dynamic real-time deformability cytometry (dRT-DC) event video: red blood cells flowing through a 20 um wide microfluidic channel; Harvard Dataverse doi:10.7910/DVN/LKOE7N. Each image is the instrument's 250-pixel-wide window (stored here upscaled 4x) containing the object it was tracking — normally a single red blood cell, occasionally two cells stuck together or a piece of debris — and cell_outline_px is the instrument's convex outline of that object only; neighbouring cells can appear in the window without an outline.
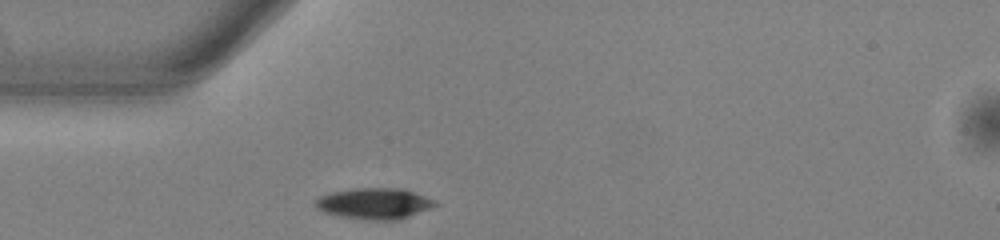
{"species": "common noctule bat (a hibernating species)", "species_latin": "Nyctalus noctula", "temperature_condition": "warm", "stored_images_in_passage": 39, "camera_frame_rate_fps": 3000, "um_per_image_px": 0.085, "animal": {"sex": "male", "body_mass_g": 13.0, "forearm_length_mm": 53.1}, "frame": {"image": 1, "passage_image": 1, "time_ms": 0.0, "image_size_px": [1000, 240], "cell_outline_px": [[440, 204], [400, 220], [372, 220], [340, 216], [324, 212], [316, 208], [316, 200], [320, 196], [328, 192], [352, 188], [404, 188], [436, 200]], "centroid_in_image_um": [31.85, 17.29], "position_along_channel_um": 53.2, "area_um2": 21.85}}
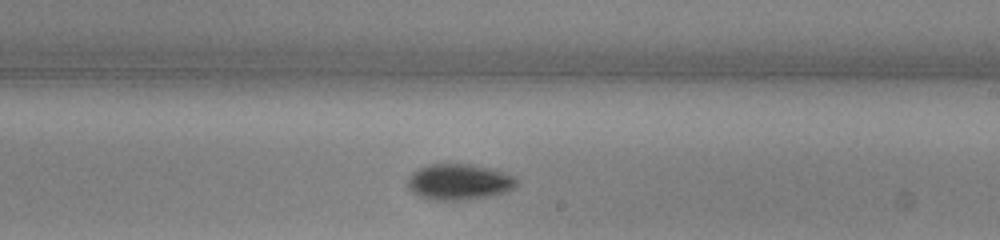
{"frame": {"image": 2, "passage_image": 17, "time_ms": 5.333, "image_size_px": [1000, 240], "cell_outline_px": [[520, 184], [508, 192], [488, 196], [464, 200], [432, 200], [420, 196], [412, 192], [408, 188], [408, 180], [412, 172], [428, 164], [472, 164], [496, 168], [520, 180]], "centroid_in_image_um": [39.08, 15.45], "position_along_channel_um": 249.9, "area_um2": 23.18}}
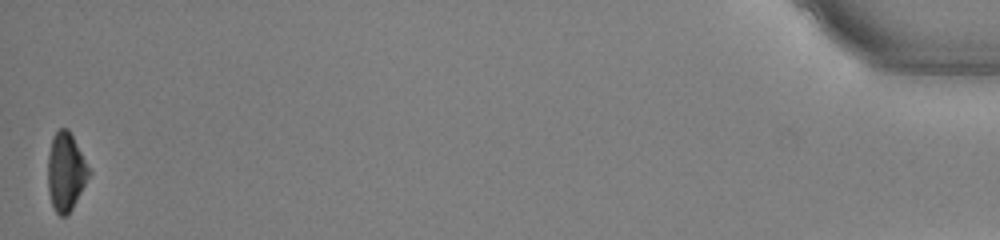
{"frame": {"image": 3, "passage_image": 39, "time_ms": 12.667, "image_size_px": [1000, 240], "cell_outline_px": [[92, 172], [72, 208], [64, 216], [60, 216], [56, 212], [52, 204], [48, 192], [48, 152], [52, 136], [60, 128], [68, 128]], "centroid_in_image_um": [5.59, 14.57], "position_along_channel_um": 429.6, "area_um2": 18.67}, "authors_computed_cell_mechanics": {"area_um2": 21.4438, "velocity_mm_per_s": 3.8362, "shape_relaxation_time_tau1_ms": 2.4236, "shape_relaxation_time_tau2_ms": null, "deformation_change_tau1": 0.106, "deformation_change_tau2": null}}